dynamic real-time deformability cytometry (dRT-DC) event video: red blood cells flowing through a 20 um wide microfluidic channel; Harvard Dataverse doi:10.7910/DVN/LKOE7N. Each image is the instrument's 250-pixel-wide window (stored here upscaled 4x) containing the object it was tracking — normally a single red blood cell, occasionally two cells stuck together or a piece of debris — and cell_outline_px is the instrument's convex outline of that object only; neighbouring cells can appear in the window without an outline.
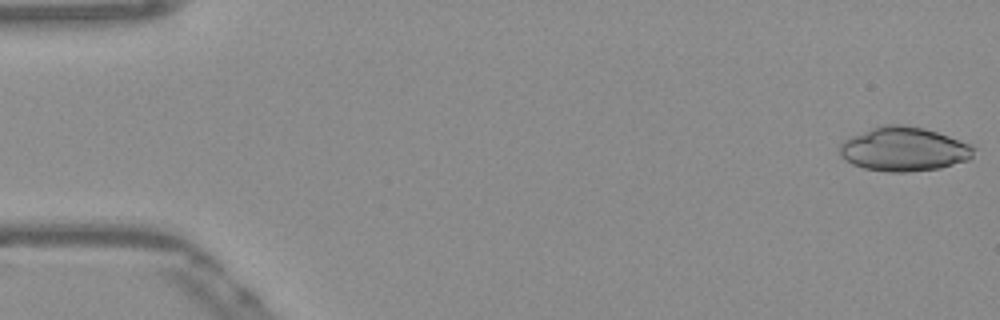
{"species": "Egyptian fruit bat (a non-hibernating species)", "species_latin": "Rousettus aegyptiacus", "temperature_condition": "warm", "stored_images_in_passage": 52, "camera_frame_rate_fps": 3000, "um_per_image_px": 0.085, "frame": {"image": 1, "passage_image": 1, "time_ms": 0.0, "image_size_px": [1000, 320], "cell_outline_px": [[976, 148], [972, 156], [968, 160], [940, 168], [908, 172], [888, 172], [864, 168], [852, 164], [844, 160], [840, 156], [840, 144], [844, 140], [852, 136], [872, 128], [884, 124], [904, 124], [924, 128], [948, 136], [968, 144]], "centroid_in_image_um": [76.81, 12.68], "position_along_channel_um": 8.2, "area_um2": 34.33}}
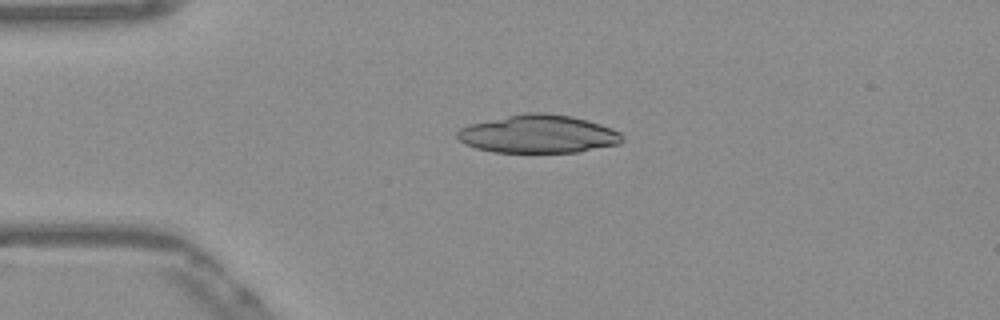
{"frame": {"image": 2, "passage_image": 12, "time_ms": 3.667, "image_size_px": [1000, 320], "cell_outline_px": [[624, 140], [620, 144], [580, 152], [492, 152], [476, 148], [464, 144], [456, 136], [456, 132], [460, 128], [468, 124], [524, 112], [544, 112], [572, 116], [588, 120], [612, 128], [620, 132], [624, 136]], "centroid_in_image_um": [45.77, 11.39], "position_along_channel_um": 39.2, "area_um2": 37.05}}